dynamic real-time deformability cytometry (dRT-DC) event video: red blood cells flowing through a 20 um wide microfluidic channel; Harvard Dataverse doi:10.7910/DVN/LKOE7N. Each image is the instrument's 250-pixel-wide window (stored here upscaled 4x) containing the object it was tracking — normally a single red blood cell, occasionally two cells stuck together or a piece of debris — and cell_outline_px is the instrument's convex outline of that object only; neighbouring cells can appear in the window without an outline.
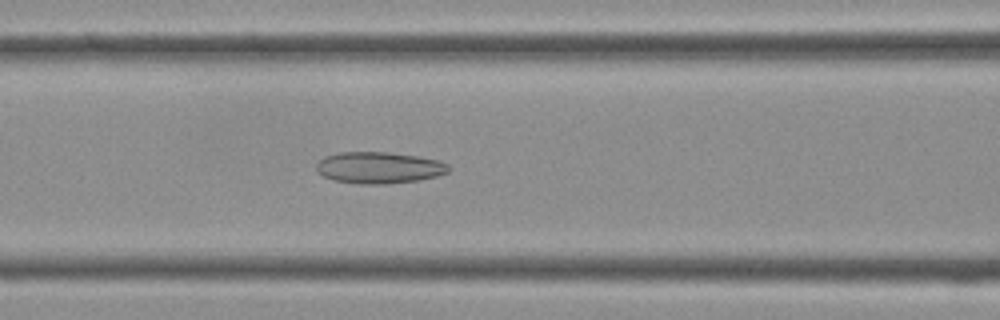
{"species": "Egyptian fruit bat (a non-hibernating species)", "species_latin": "Rousettus aegyptiacus", "temperature_condition": "cold", "stored_images_in_passage": 33, "camera_frame_rate_fps": 3000, "um_per_image_px": 0.085, "frame": {"image": 1, "passage_image": 9, "time_ms": 2.667, "image_size_px": [1000, 320], "cell_outline_px": [[452, 168], [448, 172], [436, 176], [416, 180], [384, 184], [360, 184], [332, 180], [324, 176], [316, 168], [316, 164], [324, 156], [340, 152], [388, 152], [416, 156], [440, 160], [448, 164]], "centroid_in_image_um": [32.23, 14.24], "position_along_channel_um": 134.4, "area_um2": 24.28}}
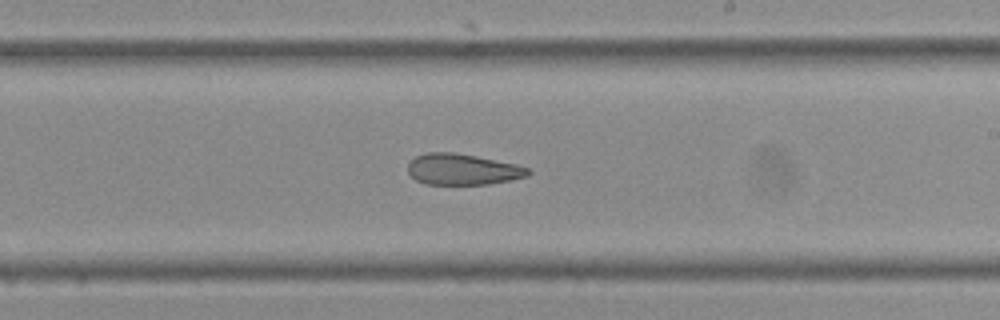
{"frame": {"image": 2, "passage_image": 16, "time_ms": 5.0, "image_size_px": [1000, 320], "cell_outline_px": [[532, 172], [528, 176], [512, 180], [488, 184], [424, 184], [416, 180], [408, 172], [408, 164], [416, 156], [428, 152], [452, 152], [476, 156], [516, 164], [528, 168]], "centroid_in_image_um": [39.33, 14.4], "position_along_channel_um": 249.7, "area_um2": 21.73}}
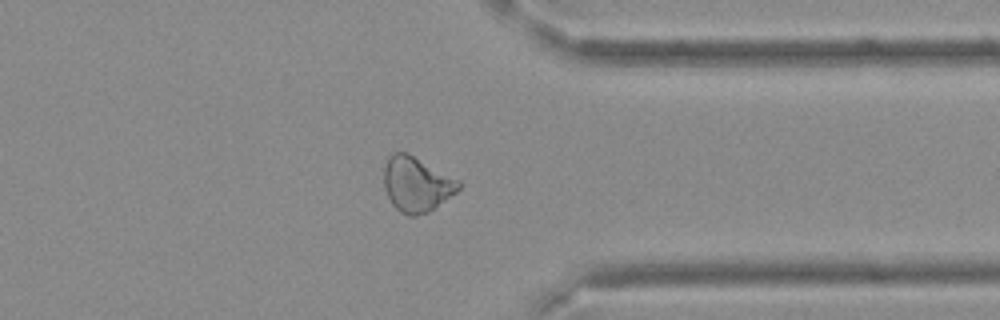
{"frame": {"image": 3, "passage_image": 24, "time_ms": 7.667, "image_size_px": [1000, 320], "cell_outline_px": [[464, 184], [456, 192], [428, 212], [416, 216], [408, 216], [400, 212], [392, 204], [384, 188], [384, 168], [388, 156], [392, 152], [408, 152], [460, 180]], "centroid_in_image_um": [35.41, 15.64], "position_along_channel_um": 376.0, "area_um2": 24.16}}